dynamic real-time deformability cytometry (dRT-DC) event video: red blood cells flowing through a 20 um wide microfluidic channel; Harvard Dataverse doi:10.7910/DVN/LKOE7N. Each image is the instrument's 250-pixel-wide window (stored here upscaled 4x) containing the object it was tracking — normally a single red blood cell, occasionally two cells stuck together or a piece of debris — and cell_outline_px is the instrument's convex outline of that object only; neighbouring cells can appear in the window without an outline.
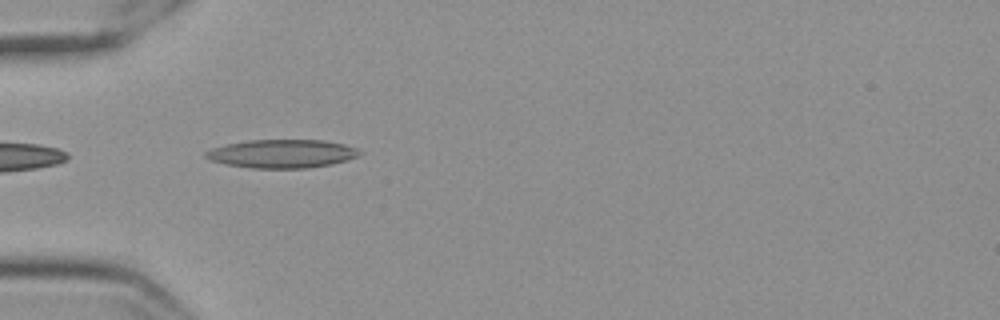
{"species": "Egyptian fruit bat (a non-hibernating species)", "species_latin": "Rousettus aegyptiacus", "temperature_condition": "cold", "stored_images_in_passage": 3, "camera_frame_rate_fps": 3000, "um_per_image_px": 0.085, "frame": {"image": 1, "passage_image": 1, "time_ms": 0.0, "image_size_px": [1000, 320], "cell_outline_px": [[360, 152], [356, 156], [332, 164], [308, 168], [252, 168], [228, 164], [208, 160], [204, 156], [204, 152], [212, 148], [228, 144], [248, 140], [324, 140], [344, 144], [356, 148]], "centroid_in_image_um": [23.93, 13.06], "position_along_channel_um": 61.1, "area_um2": 25.26}}